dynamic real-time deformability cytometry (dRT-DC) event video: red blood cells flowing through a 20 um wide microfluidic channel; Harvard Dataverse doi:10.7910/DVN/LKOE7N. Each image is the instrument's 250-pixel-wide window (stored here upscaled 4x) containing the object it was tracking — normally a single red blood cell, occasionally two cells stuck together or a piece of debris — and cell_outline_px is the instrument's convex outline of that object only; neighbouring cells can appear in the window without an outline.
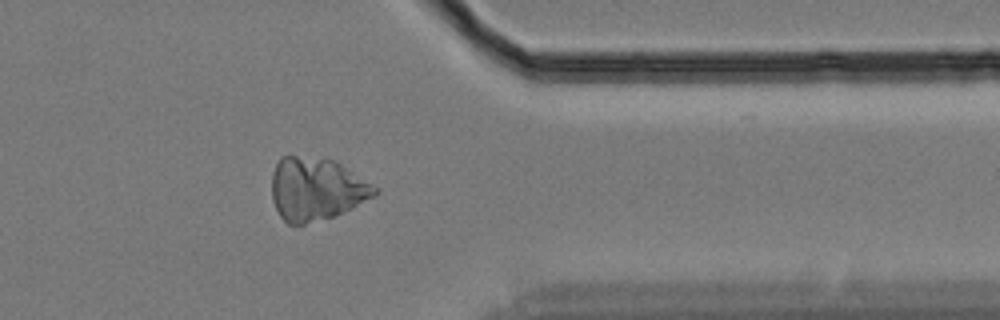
{"species": "Egyptian fruit bat (a non-hibernating species)", "species_latin": "Rousettus aegyptiacus", "temperature_condition": "cold", "stored_images_in_passage": 58, "camera_frame_rate_fps": 3000, "um_per_image_px": 0.085, "animal": {"sex": "female"}, "frame": {"image": 1, "passage_image": 47, "time_ms": 15.333, "image_size_px": [1000, 320], "cell_outline_px": [[380, 192], [376, 196], [332, 216], [304, 224], [288, 224], [280, 216], [272, 200], [272, 172], [280, 156], [296, 156], [332, 160], [340, 164], [376, 188]], "centroid_in_image_um": [26.83, 16.07], "position_along_channel_um": 384.6, "area_um2": 36.99}}